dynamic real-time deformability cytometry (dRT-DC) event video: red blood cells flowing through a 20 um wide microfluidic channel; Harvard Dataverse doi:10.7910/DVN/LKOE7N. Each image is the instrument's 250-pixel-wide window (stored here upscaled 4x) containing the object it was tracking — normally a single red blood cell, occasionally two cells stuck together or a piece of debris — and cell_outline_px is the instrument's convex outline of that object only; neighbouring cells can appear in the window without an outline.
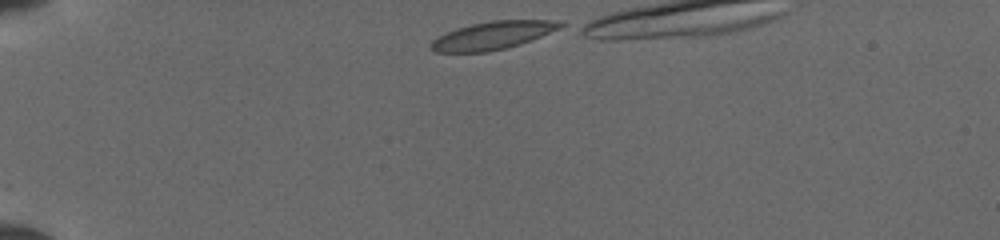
{"species": "common noctule bat (a hibernating species)", "species_latin": "Nyctalus noctula", "temperature_condition": "cold", "stored_images_in_passage": 31, "camera_frame_rate_fps": 3000, "um_per_image_px": 0.085, "animal": {"sex": "female", "body_mass_g": 19.5, "forearm_length_mm": 54.1}, "frame": {"image": 1, "passage_image": 1, "time_ms": 0.0, "image_size_px": [1000, 240], "cell_outline_px": [[564, 24], [540, 36], [504, 48], [488, 52], [436, 52], [432, 48], [432, 40], [436, 36], [456, 28], [472, 24], [492, 20], [548, 20]], "centroid_in_image_um": [41.76, 3.01], "position_along_channel_um": 43.2, "area_um2": 20.35}}
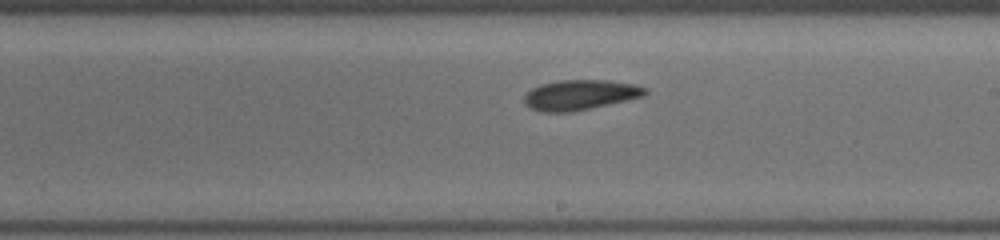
{"frame": {"image": 2, "passage_image": 19, "time_ms": 6.0, "image_size_px": [1000, 240], "cell_outline_px": [[648, 92], [640, 96], [624, 100], [564, 112], [544, 112], [532, 108], [524, 104], [524, 96], [532, 88], [540, 84], [556, 80], [604, 80], [636, 84], [648, 88]], "centroid_in_image_um": [49.26, 8.03], "position_along_channel_um": 239.7, "area_um2": 20.63}}
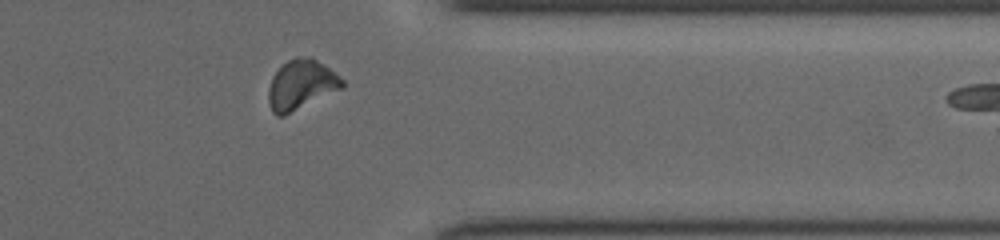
{"frame": {"image": 3, "passage_image": 30, "time_ms": 9.667, "image_size_px": [1000, 240], "cell_outline_px": [[344, 88], [284, 116], [276, 116], [272, 112], [268, 100], [268, 88], [272, 76], [288, 60], [296, 56], [312, 56], [344, 80]], "centroid_in_image_um": [25.59, 7.21], "position_along_channel_um": 385.8, "area_um2": 21.5}}